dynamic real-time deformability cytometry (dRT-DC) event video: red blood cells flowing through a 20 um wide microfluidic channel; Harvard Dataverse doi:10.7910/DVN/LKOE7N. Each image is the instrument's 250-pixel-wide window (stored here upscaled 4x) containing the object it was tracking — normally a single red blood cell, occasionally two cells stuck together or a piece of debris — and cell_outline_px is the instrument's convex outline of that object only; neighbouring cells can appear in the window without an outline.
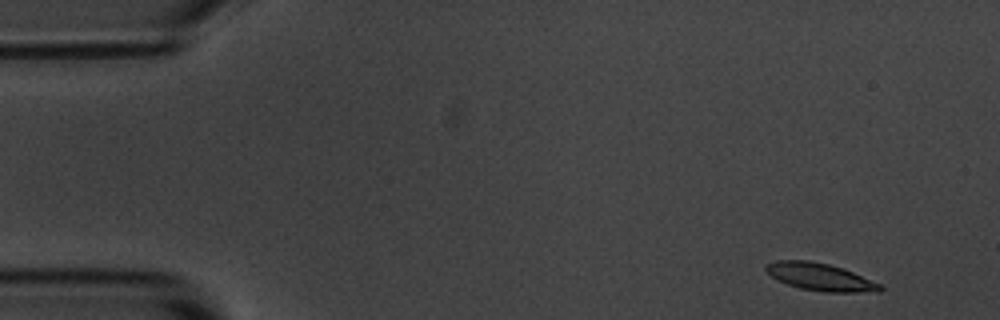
{"species": "common noctule bat (a hibernating species)", "species_latin": "Nyctalus noctula", "temperature_condition": "room temperature", "stored_images_in_passage": 4, "camera_frame_rate_fps": 3000, "um_per_image_px": 0.085, "animal": {"sex": "male", "body_mass_g": 20.1, "forearm_length_mm": 53.5}, "frame": {"image": 1, "passage_image": 1, "time_ms": 0.0, "image_size_px": [1000, 320], "cell_outline_px": [[884, 288], [880, 292], [824, 292], [800, 288], [788, 284], [772, 276], [764, 268], [764, 264], [776, 260], [808, 260], [828, 264], [844, 268], [880, 284]], "centroid_in_image_um": [69.73, 23.53], "position_along_channel_um": 15.3, "area_um2": 18.21}}
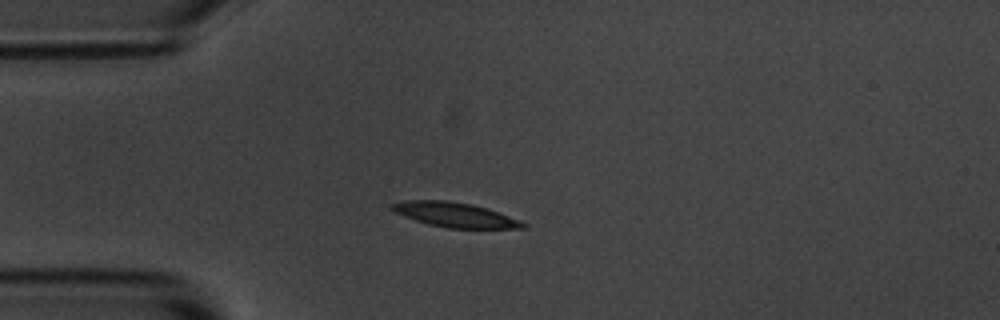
{"frame": {"image": 2, "passage_image": 4, "time_ms": 3.333, "image_size_px": [1000, 320], "cell_outline_px": [[528, 228], [448, 228], [428, 224], [404, 216], [388, 208], [392, 204], [404, 200], [448, 200], [472, 204], [488, 208], [520, 220], [528, 224]], "centroid_in_image_um": [38.7, 18.25], "position_along_channel_um": 46.3, "area_um2": 18.9}}